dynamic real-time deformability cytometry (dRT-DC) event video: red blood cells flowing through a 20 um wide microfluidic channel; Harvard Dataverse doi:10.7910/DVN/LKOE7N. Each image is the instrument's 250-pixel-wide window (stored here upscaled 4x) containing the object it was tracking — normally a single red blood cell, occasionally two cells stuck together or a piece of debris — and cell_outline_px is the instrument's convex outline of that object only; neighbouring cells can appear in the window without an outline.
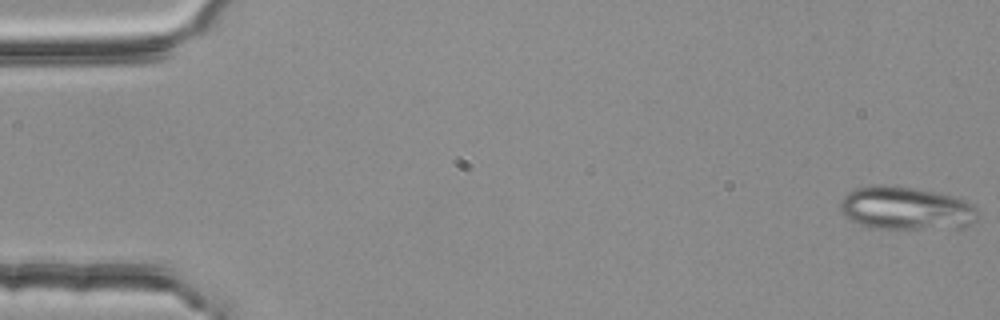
{"species": "common noctule bat (a hibernating species)", "species_latin": "Nyctalus noctula", "temperature_condition": "room temperature", "stored_images_in_passage": 4, "camera_frame_rate_fps": 3000, "um_per_image_px": 0.085, "animal": {"sex": "female", "body_mass_g": 25.1}, "frame": {"image": 1, "passage_image": 1, "time_ms": 0.0, "image_size_px": [1000, 320], "cell_outline_px": [[980, 216], [976, 220], [964, 228], [872, 228], [860, 224], [852, 220], [840, 212], [840, 200], [848, 192], [856, 188], [876, 184], [884, 184], [936, 192], [952, 196], [976, 204]], "centroid_in_image_um": [77.05, 17.7], "position_along_channel_um": 8.0, "area_um2": 34.8}}